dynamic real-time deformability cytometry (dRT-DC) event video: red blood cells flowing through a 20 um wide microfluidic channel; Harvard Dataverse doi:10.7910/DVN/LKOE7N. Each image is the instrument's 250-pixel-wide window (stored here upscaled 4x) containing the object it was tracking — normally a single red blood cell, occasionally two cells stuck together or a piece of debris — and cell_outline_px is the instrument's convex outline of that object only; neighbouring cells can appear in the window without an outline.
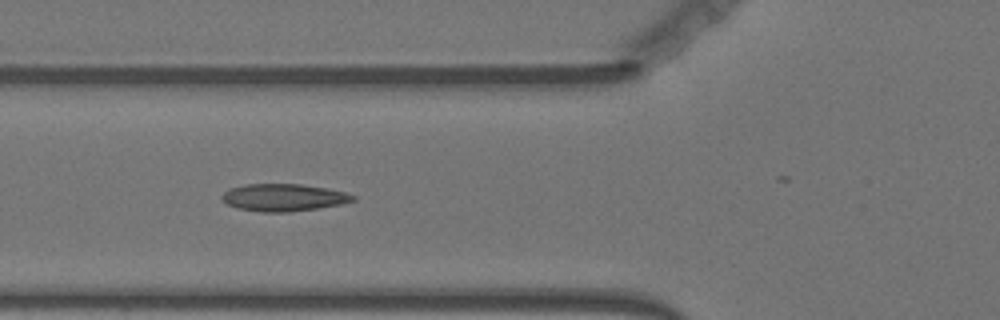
{"species": "Egyptian fruit bat (a non-hibernating species)", "species_latin": "Rousettus aegyptiacus", "temperature_condition": "warm", "stored_images_in_passage": 24, "camera_frame_rate_fps": 3000, "um_per_image_px": 0.085, "animal": {"sex": "female"}, "frame": {"image": 1, "passage_image": 20, "time_ms": 6.333, "image_size_px": [1000, 320], "cell_outline_px": [[356, 200], [340, 204], [316, 208], [288, 212], [260, 212], [236, 208], [228, 204], [220, 196], [228, 188], [244, 184], [300, 184], [324, 188], [344, 192], [356, 196]], "centroid_in_image_um": [24.06, 16.78], "position_along_channel_um": 101.7, "area_um2": 20.75}}
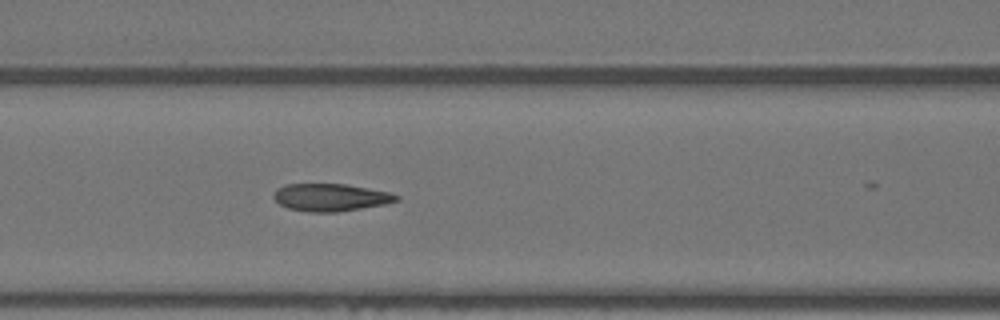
{"frame": {"image": 2, "passage_image": 23, "time_ms": 7.333, "image_size_px": [1000, 320], "cell_outline_px": [[400, 200], [384, 204], [336, 212], [308, 212], [288, 208], [280, 204], [272, 196], [276, 188], [284, 184], [344, 184], [392, 192], [400, 196]], "centroid_in_image_um": [28.1, 16.77], "position_along_channel_um": 138.5, "area_um2": 19.71}}